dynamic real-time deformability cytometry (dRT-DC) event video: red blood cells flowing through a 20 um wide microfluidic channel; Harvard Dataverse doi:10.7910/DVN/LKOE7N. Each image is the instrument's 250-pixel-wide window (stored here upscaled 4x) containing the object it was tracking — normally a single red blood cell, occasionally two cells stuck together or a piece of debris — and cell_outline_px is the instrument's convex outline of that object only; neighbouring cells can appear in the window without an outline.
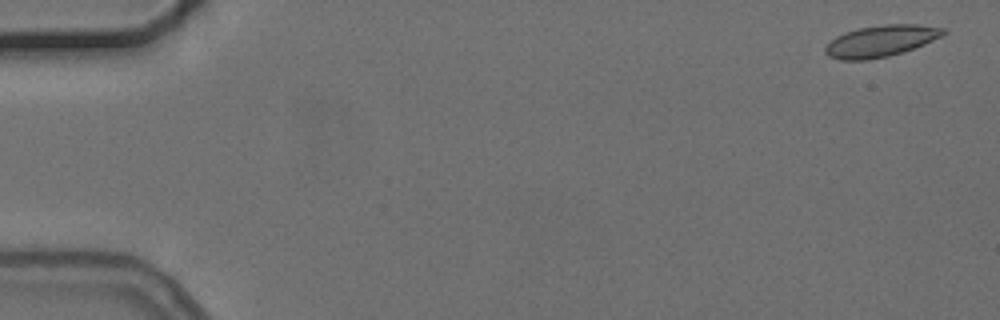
{"species": "common noctule bat (a hibernating species)", "species_latin": "Nyctalus noctula", "temperature_condition": "cold", "stored_images_in_passage": 6, "camera_frame_rate_fps": 3000, "um_per_image_px": 0.085, "animal": {"sex": "female", "body_mass_g": 24.6, "forearm_length_mm": 56.2}, "frame": {"image": 1, "passage_image": 1, "time_ms": 0.0, "image_size_px": [1000, 320], "cell_outline_px": [[948, 32], [944, 36], [924, 44], [888, 56], [868, 60], [840, 60], [828, 56], [824, 52], [824, 48], [836, 36], [844, 32], [860, 28], [884, 24], [916, 24], [944, 28]], "centroid_in_image_um": [74.88, 3.48], "position_along_channel_um": 10.1, "area_um2": 21.62}}